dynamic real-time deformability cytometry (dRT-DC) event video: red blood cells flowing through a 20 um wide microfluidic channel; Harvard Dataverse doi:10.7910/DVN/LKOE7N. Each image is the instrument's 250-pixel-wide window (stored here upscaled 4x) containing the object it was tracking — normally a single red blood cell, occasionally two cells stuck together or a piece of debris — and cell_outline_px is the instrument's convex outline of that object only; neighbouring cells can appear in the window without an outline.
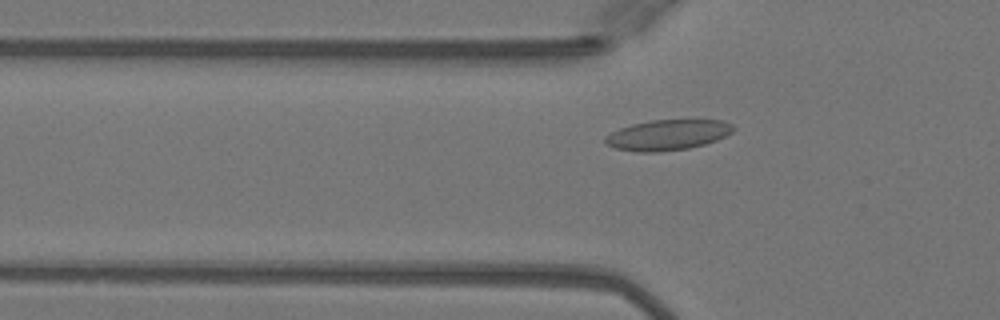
{"species": "Egyptian fruit bat (a non-hibernating species)", "species_latin": "Rousettus aegyptiacus", "temperature_condition": "warm", "stored_images_in_passage": 35, "camera_frame_rate_fps": 3000, "um_per_image_px": 0.085, "animal": {"sex": "female"}, "frame": {"image": 1, "passage_image": 2, "time_ms": 0.333, "image_size_px": [1000, 320], "cell_outline_px": [[736, 128], [732, 132], [716, 140], [704, 144], [688, 148], [656, 152], [636, 152], [616, 148], [604, 144], [604, 136], [620, 128], [632, 124], [652, 120], [724, 120], [732, 124]], "centroid_in_image_um": [56.73, 11.47], "position_along_channel_um": 69.1, "area_um2": 22.72}}
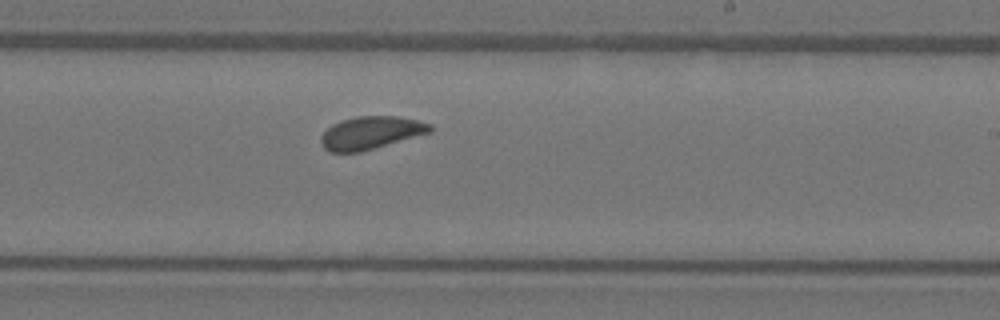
{"frame": {"image": 2, "passage_image": 16, "time_ms": 5.0, "image_size_px": [1000, 320], "cell_outline_px": [[432, 132], [360, 152], [328, 152], [320, 144], [320, 136], [332, 124], [356, 116], [396, 116], [416, 120], [432, 124]], "centroid_in_image_um": [31.51, 11.29], "position_along_channel_um": 257.5, "area_um2": 20.81}}
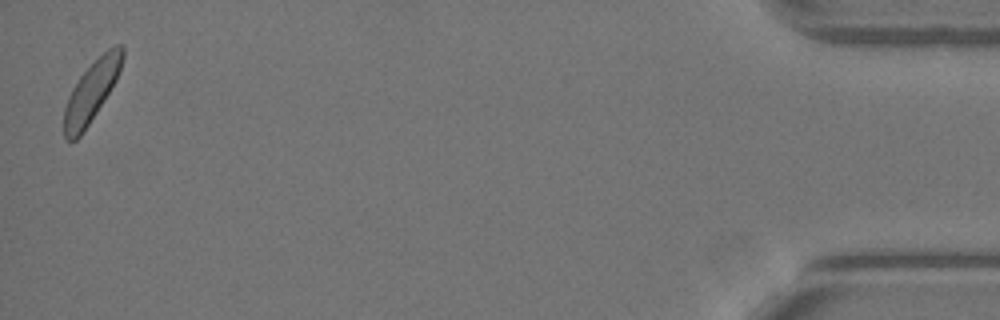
{"frame": {"image": 3, "passage_image": 35, "time_ms": 11.333, "image_size_px": [1000, 320], "cell_outline_px": [[124, 56], [116, 80], [96, 112], [80, 136], [76, 140], [68, 140], [64, 136], [64, 108], [68, 96], [72, 88], [80, 76], [108, 48], [116, 44], [124, 44]], "centroid_in_image_um": [7.77, 7.76], "position_along_channel_um": 427.4, "area_um2": 20.11}, "authors_computed_cell_mechanics": {"area_um2": 20.6924, "velocity_mm_per_s": 4.0321, "shape_relaxation_time_tau1_ms": 2.9145, "shape_relaxation_time_tau2_ms": 0.5525, "deformation_change_tau1": 0.0862, "deformation_change_tau2": 0.0582}}